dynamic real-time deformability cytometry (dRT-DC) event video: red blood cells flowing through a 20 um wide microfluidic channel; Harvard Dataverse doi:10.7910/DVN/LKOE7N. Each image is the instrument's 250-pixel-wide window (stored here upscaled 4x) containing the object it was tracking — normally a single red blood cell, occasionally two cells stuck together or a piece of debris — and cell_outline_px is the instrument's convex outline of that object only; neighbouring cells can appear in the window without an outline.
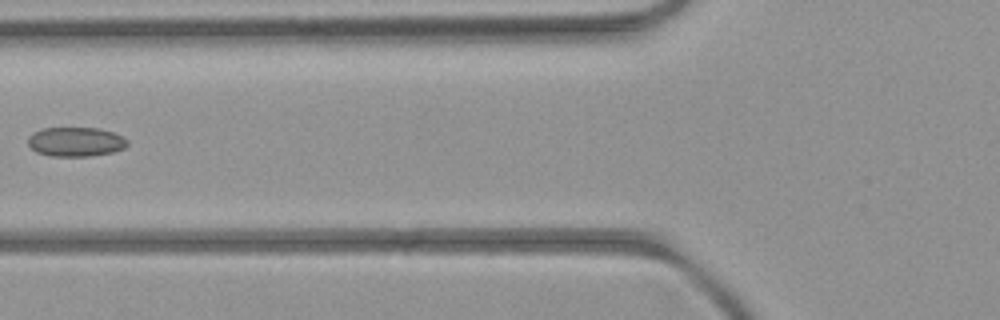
{"species": "common noctule bat (a hibernating species)", "species_latin": "Nyctalus noctula", "temperature_condition": "room temperature", "stored_images_in_passage": 5, "camera_frame_rate_fps": 3000, "um_per_image_px": 0.085, "animal": {"sex": "female", "body_mass_g": 21.9}, "frame": {"image": 1, "passage_image": 5, "time_ms": 4.333, "image_size_px": [1000, 320], "cell_outline_px": [[128, 144], [124, 148], [112, 152], [92, 156], [48, 156], [36, 152], [28, 144], [28, 136], [32, 132], [44, 128], [96, 128], [112, 132], [128, 140]], "centroid_in_image_um": [6.4, 12.06], "position_along_channel_um": 119.4, "area_um2": 16.99}}